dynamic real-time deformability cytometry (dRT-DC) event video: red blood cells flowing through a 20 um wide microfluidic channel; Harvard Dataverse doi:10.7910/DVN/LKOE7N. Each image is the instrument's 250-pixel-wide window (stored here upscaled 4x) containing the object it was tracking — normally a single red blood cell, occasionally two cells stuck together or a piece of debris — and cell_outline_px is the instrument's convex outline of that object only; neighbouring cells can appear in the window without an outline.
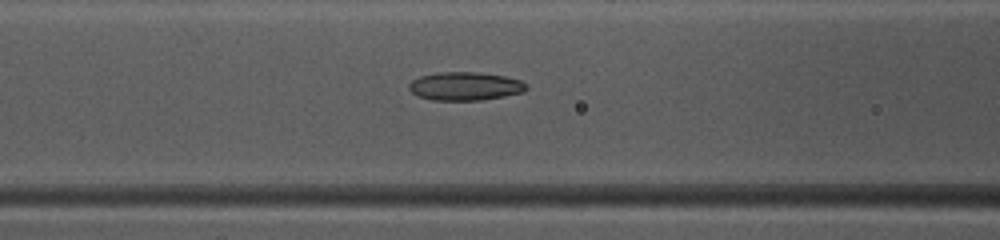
{"species": "common noctule bat (a hibernating species)", "species_latin": "Nyctalus noctula", "temperature_condition": "warm", "stored_images_in_passage": 50, "camera_frame_rate_fps": 3000, "um_per_image_px": 0.085, "animal": {"sex": "female", "body_mass_g": 10.0, "forearm_length_mm": 53.1}, "frame": {"image": 1, "passage_image": 21, "time_ms": 6.667, "image_size_px": [1000, 240], "cell_outline_px": [[528, 88], [524, 92], [504, 96], [480, 100], [432, 100], [416, 96], [408, 88], [408, 84], [412, 80], [420, 76], [436, 72], [476, 72], [504, 76], [520, 80]], "centroid_in_image_um": [39.49, 7.33], "position_along_channel_um": 127.1, "area_um2": 19.42}}
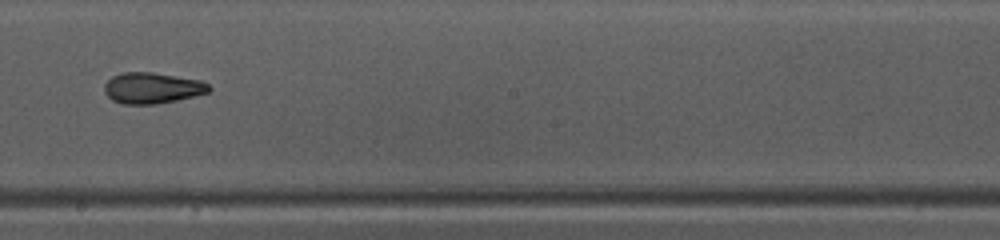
{"frame": {"image": 2, "passage_image": 29, "time_ms": 9.333, "image_size_px": [1000, 240], "cell_outline_px": [[212, 88], [208, 92], [176, 100], [156, 104], [124, 104], [112, 100], [104, 92], [104, 84], [112, 76], [124, 72], [152, 72], [200, 80], [208, 84]], "centroid_in_image_um": [12.91, 7.48], "position_along_channel_um": 235.3, "area_um2": 18.79}}
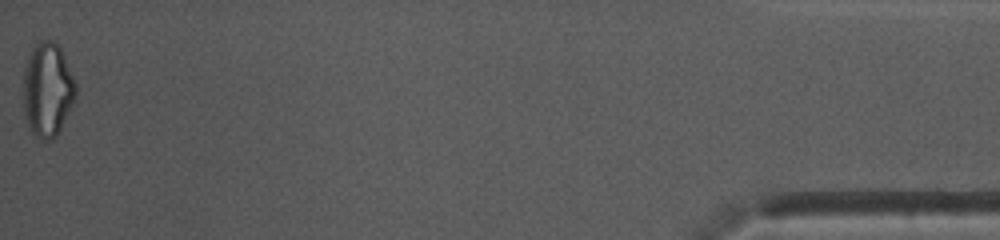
{"frame": {"image": 3, "passage_image": 50, "time_ms": 16.333, "image_size_px": [1000, 240], "cell_outline_px": [[76, 104], [56, 136], [48, 140], [44, 140], [36, 136], [28, 128], [24, 112], [24, 64], [32, 48], [40, 40], [52, 40], [60, 48], [64, 56], [76, 84]], "centroid_in_image_um": [4.06, 7.65], "position_along_channel_um": 431.1, "area_um2": 29.07}, "authors_computed_cell_mechanics": {"area_um2": 20.1722, "velocity_mm_per_s": 4.0466, "shape_relaxation_time_tau1_ms": null, "shape_relaxation_time_tau2_ms": 3.3981, "deformation_change_tau1": null, "deformation_change_tau2": 0.1176}}